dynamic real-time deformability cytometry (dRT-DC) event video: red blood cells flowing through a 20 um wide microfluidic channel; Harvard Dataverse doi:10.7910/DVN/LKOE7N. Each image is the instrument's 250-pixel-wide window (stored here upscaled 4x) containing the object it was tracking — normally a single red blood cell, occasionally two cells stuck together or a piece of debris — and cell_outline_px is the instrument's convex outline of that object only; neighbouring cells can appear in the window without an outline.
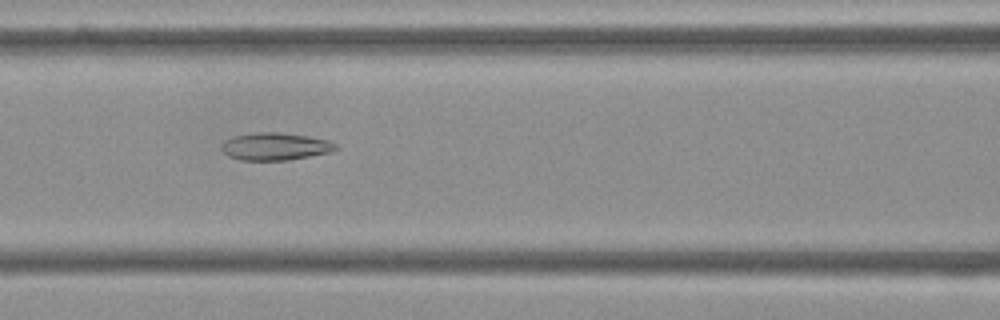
{"species": "Egyptian fruit bat (a non-hibernating species)", "species_latin": "Rousettus aegyptiacus", "temperature_condition": "cold", "stored_images_in_passage": 54, "camera_frame_rate_fps": 3000, "um_per_image_px": 0.085, "frame": {"image": 1, "passage_image": 23, "time_ms": 7.333, "image_size_px": [1000, 320], "cell_outline_px": [[340, 148], [332, 152], [288, 160], [240, 160], [228, 156], [220, 148], [220, 144], [224, 140], [232, 136], [256, 132], [280, 132], [308, 136], [328, 140], [336, 144]], "centroid_in_image_um": [23.38, 12.44], "position_along_channel_um": 143.2, "area_um2": 18.55}}
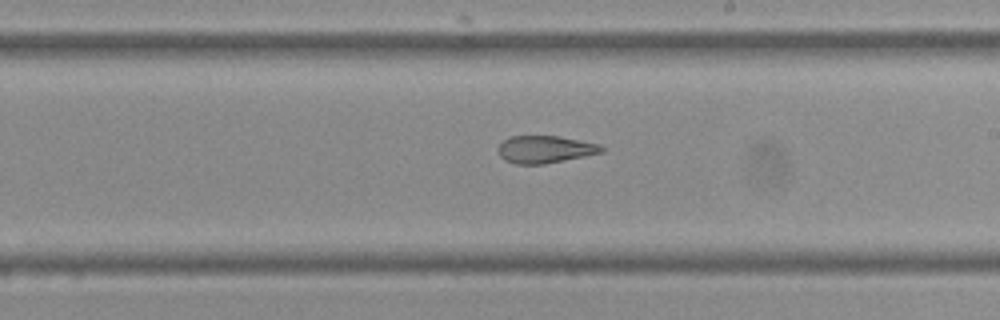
{"frame": {"image": 2, "passage_image": 31, "time_ms": 10.0, "image_size_px": [1000, 320], "cell_outline_px": [[604, 152], [544, 164], [516, 164], [504, 160], [500, 156], [496, 148], [508, 136], [560, 136], [600, 144], [604, 148]], "centroid_in_image_um": [46.31, 12.69], "position_along_channel_um": 242.7, "area_um2": 16.59}}
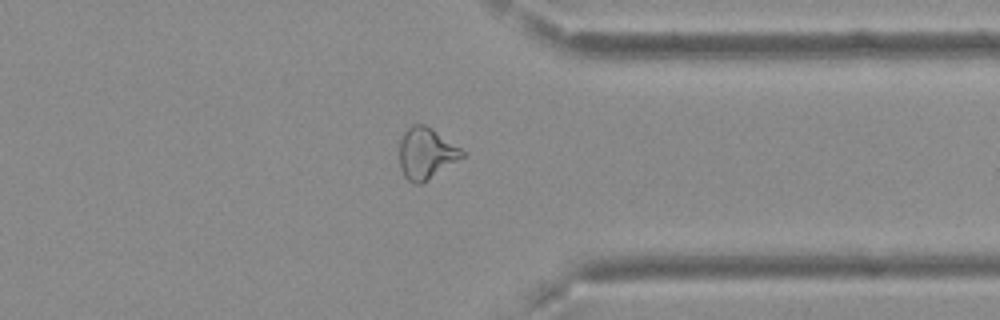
{"frame": {"image": 3, "passage_image": 42, "time_ms": 13.667, "image_size_px": [1000, 320], "cell_outline_px": [[468, 156], [420, 184], [416, 184], [408, 180], [404, 176], [400, 168], [400, 140], [404, 132], [412, 124], [424, 124], [432, 128], [468, 152]], "centroid_in_image_um": [36.29, 13.03], "position_along_channel_um": 375.1, "area_um2": 19.13}, "authors_computed_cell_mechanics": {"area_um2": 20.8369, "velocity_mm_per_s": 3.7339, "shape_relaxation_time_tau1_ms": null, "shape_relaxation_time_tau2_ms": 3.2712, "deformation_change_tau1": null, "deformation_change_tau2": 0.1127}}